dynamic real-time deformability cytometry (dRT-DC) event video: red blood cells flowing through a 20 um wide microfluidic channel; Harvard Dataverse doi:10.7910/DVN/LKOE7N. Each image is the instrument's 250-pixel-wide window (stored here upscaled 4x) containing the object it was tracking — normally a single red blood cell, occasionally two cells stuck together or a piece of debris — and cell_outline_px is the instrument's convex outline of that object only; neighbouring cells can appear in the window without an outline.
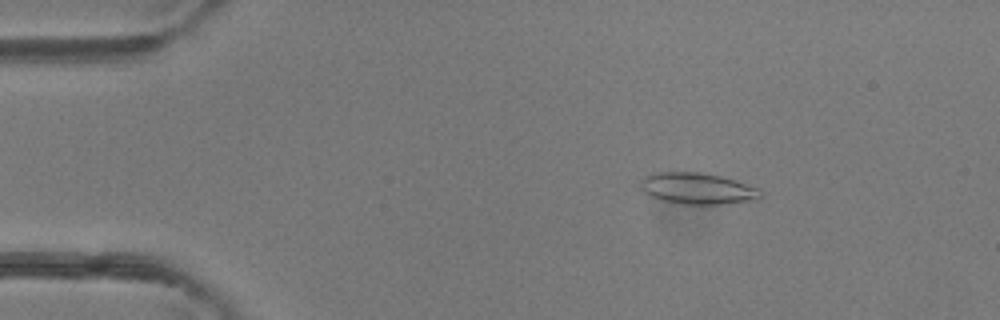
{"species": "common noctule bat (a hibernating species)", "species_latin": "Nyctalus noctula", "temperature_condition": "room temperature", "stored_images_in_passage": 47, "camera_frame_rate_fps": 3000, "um_per_image_px": 0.085, "animal": {"sex": "female"}, "frame": {"image": 1, "passage_image": 8, "time_ms": 2.333, "image_size_px": [1000, 320], "cell_outline_px": [[764, 196], [760, 200], [720, 204], [680, 204], [664, 200], [652, 196], [644, 192], [640, 188], [640, 180], [644, 176], [656, 172], [700, 172], [720, 176], [736, 180], [760, 188]], "centroid_in_image_um": [59.34, 16.02], "position_along_channel_um": 25.7, "area_um2": 22.2}}
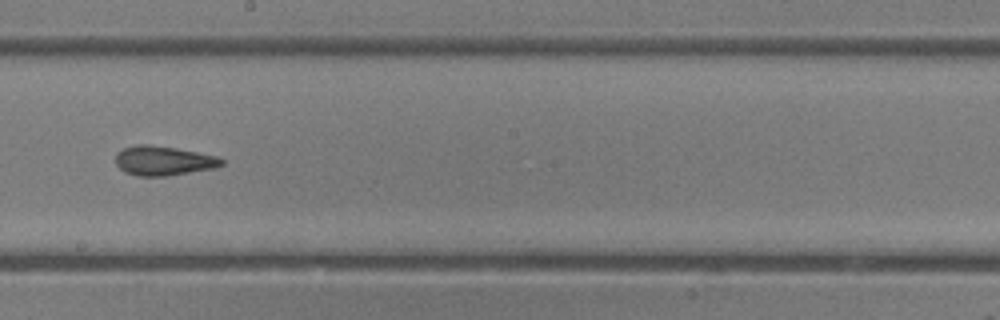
{"frame": {"image": 2, "passage_image": 27, "time_ms": 8.667, "image_size_px": [1000, 320], "cell_outline_px": [[224, 164], [216, 168], [168, 176], [136, 176], [124, 172], [116, 164], [116, 152], [124, 148], [136, 144], [144, 144], [176, 148], [216, 156], [224, 160]], "centroid_in_image_um": [13.88, 13.67], "position_along_channel_um": 234.3, "area_um2": 18.26}}
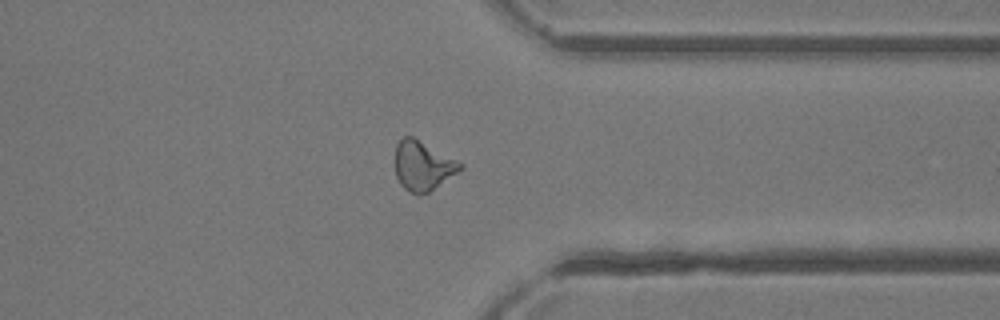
{"frame": {"image": 3, "passage_image": 37, "time_ms": 12.0, "image_size_px": [1000, 320], "cell_outline_px": [[464, 168], [460, 172], [428, 192], [420, 196], [416, 196], [408, 192], [400, 184], [396, 176], [396, 144], [404, 136], [412, 136], [464, 164]], "centroid_in_image_um": [35.95, 14.12], "position_along_channel_um": 375.4, "area_um2": 18.84}, "authors_computed_cell_mechanics": {"area_um2": 18.9006, "velocity_mm_per_s": 4.3684, "shape_relaxation_time_tau1_ms": 4.8245, "shape_relaxation_time_tau2_ms": 2.3217, "deformation_change_tau1": 0.1555, "deformation_change_tau2": 0.1098}}